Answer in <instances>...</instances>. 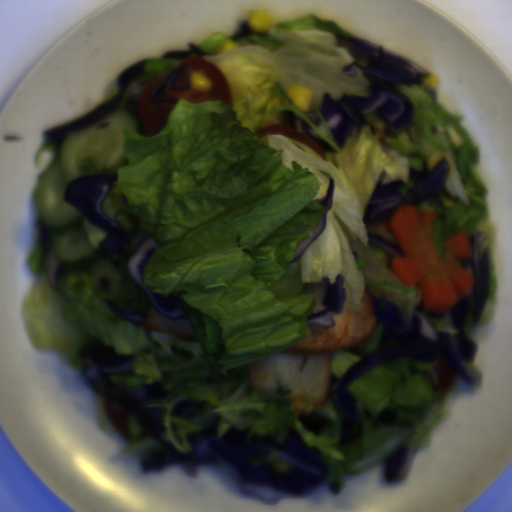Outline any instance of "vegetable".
Here are the masks:
<instances>
[{
    "instance_id": "1",
    "label": "vegetable",
    "mask_w": 512,
    "mask_h": 512,
    "mask_svg": "<svg viewBox=\"0 0 512 512\" xmlns=\"http://www.w3.org/2000/svg\"><path fill=\"white\" fill-rule=\"evenodd\" d=\"M346 39H359L328 17L271 21L267 32L250 30L233 37L213 33L198 47L225 76L232 106L223 101L174 102L164 129L154 135L124 131L128 164L97 165L90 157L77 158L83 173H118L103 200L106 217L128 235L126 252H134L147 236L162 245L146 262L141 281L160 296L178 298L198 340L173 336L134 325L108 309L127 307L148 314L153 302L131 277L125 258L115 267L107 256L83 271L62 267L53 289L43 266L41 243L27 259L37 272L24 294L21 314L27 335L37 350H55L82 373L79 352L99 340L120 354H133V374L110 376L117 388L132 390L149 383L168 389L167 398L144 401L145 407H164L161 433L181 453L193 446L187 433L209 425L172 415L181 401H208L205 414L216 412V434L235 426L252 435L277 434L283 444L288 429L297 430L322 454L328 468L324 480L346 488L343 474L362 472L385 462L399 447L428 448L432 430L446 421V386L434 391L440 377L432 361L401 356L381 364L346 384L359 415L356 443L341 444L344 413L328 389L321 407L331 424L318 436L306 429L299 409L292 410L290 392H261L251 385L247 364L277 355L309 337L314 297L301 294L311 281L337 282L341 274L346 291L343 307L357 314L363 293L390 302L404 325L423 303L418 283L410 286L397 275L391 256L370 245L365 212L384 171L383 184L399 185L406 197L414 185L411 167L430 171L445 159L449 170L441 192L443 208L434 195L416 205L417 212L438 213L433 239L445 261L448 238L464 232H488L478 256L488 251V289L477 321L470 311L464 334L484 325L497 298L498 275L492 251L498 227L490 224L487 186L475 173L480 150L456 115L433 101L421 84H396L412 103V125L385 136L387 122L375 112L365 114L392 148L381 149L371 125L358 127L355 137L339 146L321 112L324 93L335 100L344 94L367 97L369 81L362 69L347 75L352 64ZM226 42L237 48L223 54ZM309 87L310 108L319 113L317 126L307 111L296 108L287 85ZM429 88V87H428ZM291 111L321 135L336 153L326 161L311 148L275 134L256 136L269 124L281 125ZM329 177L336 189L332 210L321 235L293 263L299 242L318 222L325 208L313 199L325 197ZM288 264V265H286ZM106 300V301H105ZM396 407L397 422L378 419L386 407ZM370 411L377 422L364 414Z\"/></svg>"
},
{
    "instance_id": "2",
    "label": "vegetable",
    "mask_w": 512,
    "mask_h": 512,
    "mask_svg": "<svg viewBox=\"0 0 512 512\" xmlns=\"http://www.w3.org/2000/svg\"><path fill=\"white\" fill-rule=\"evenodd\" d=\"M384 331L385 325L375 326L365 344L331 353L330 374L338 380L342 378L348 370L379 347Z\"/></svg>"
},
{
    "instance_id": "3",
    "label": "vegetable",
    "mask_w": 512,
    "mask_h": 512,
    "mask_svg": "<svg viewBox=\"0 0 512 512\" xmlns=\"http://www.w3.org/2000/svg\"><path fill=\"white\" fill-rule=\"evenodd\" d=\"M127 422L132 440L126 437L125 446L121 451L144 461H153L163 451L164 446L145 433L137 417L128 411Z\"/></svg>"
},
{
    "instance_id": "4",
    "label": "vegetable",
    "mask_w": 512,
    "mask_h": 512,
    "mask_svg": "<svg viewBox=\"0 0 512 512\" xmlns=\"http://www.w3.org/2000/svg\"><path fill=\"white\" fill-rule=\"evenodd\" d=\"M163 56L148 57L144 62V71L142 75L149 84L161 76L171 68H177L181 66V63L185 59L181 58H162Z\"/></svg>"
},
{
    "instance_id": "5",
    "label": "vegetable",
    "mask_w": 512,
    "mask_h": 512,
    "mask_svg": "<svg viewBox=\"0 0 512 512\" xmlns=\"http://www.w3.org/2000/svg\"><path fill=\"white\" fill-rule=\"evenodd\" d=\"M93 394L96 402L97 418L101 426L103 427L105 433L114 437L124 436L116 429V427L112 424L109 418V415L106 411L104 404L105 397L98 394L95 389L93 391Z\"/></svg>"
},
{
    "instance_id": "6",
    "label": "vegetable",
    "mask_w": 512,
    "mask_h": 512,
    "mask_svg": "<svg viewBox=\"0 0 512 512\" xmlns=\"http://www.w3.org/2000/svg\"><path fill=\"white\" fill-rule=\"evenodd\" d=\"M44 151H51V163L50 167L54 163L56 157H57V149L55 144L46 143L45 141L42 143V145L36 149L35 155H34V165L35 169L38 167L40 155Z\"/></svg>"
}]
</instances>
